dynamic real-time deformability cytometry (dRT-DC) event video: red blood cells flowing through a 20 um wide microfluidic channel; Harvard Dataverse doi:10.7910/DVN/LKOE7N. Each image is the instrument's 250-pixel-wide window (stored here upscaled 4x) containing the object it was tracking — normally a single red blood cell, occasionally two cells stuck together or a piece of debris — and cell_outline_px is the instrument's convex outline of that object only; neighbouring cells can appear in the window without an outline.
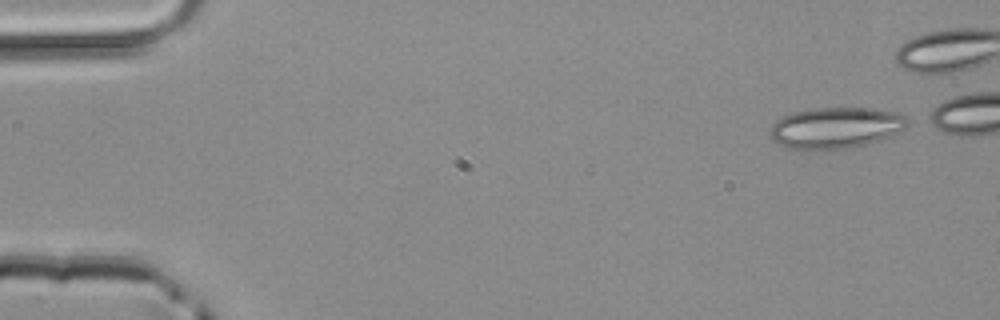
{"species": "common noctule bat (a hibernating species)", "species_latin": "Nyctalus noctula", "temperature_condition": "room temperature", "stored_images_in_passage": 40, "camera_frame_rate_fps": 3000, "um_per_image_px": 0.085, "animal": {"sex": "male", "body_mass_g": 20.4}, "frame": {"image": 1, "passage_image": 1, "time_ms": 0.0, "image_size_px": [1000, 320], "cell_outline_px": [[912, 120], [904, 128], [880, 140], [868, 144], [852, 148], [812, 152], [788, 148], [772, 140], [768, 128], [776, 120], [784, 116], [796, 112], [812, 108], [868, 108], [896, 112]], "centroid_in_image_um": [71.0, 10.9], "position_along_channel_um": 14.0, "area_um2": 33.52}}
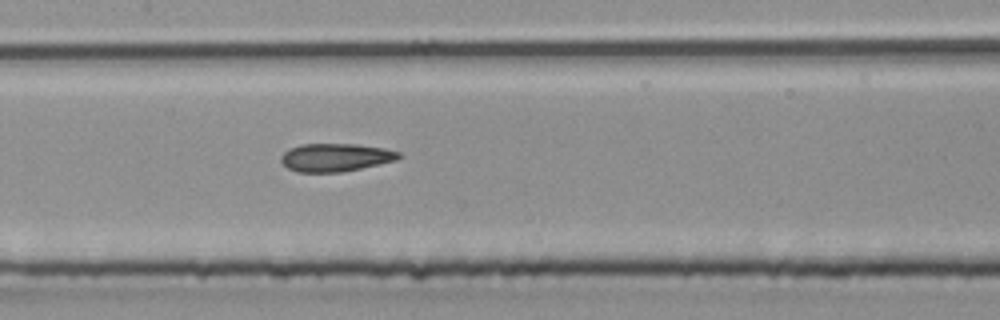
{"frame": {"image": 2, "passage_image": 22, "time_ms": 7.0, "image_size_px": [1000, 320], "cell_outline_px": [[400, 156], [396, 160], [380, 164], [340, 172], [296, 172], [288, 168], [280, 160], [280, 156], [288, 148], [300, 144], [356, 144], [384, 148], [400, 152]], "centroid_in_image_um": [28.48, 13.37], "position_along_channel_um": 178.9, "area_um2": 19.25}}
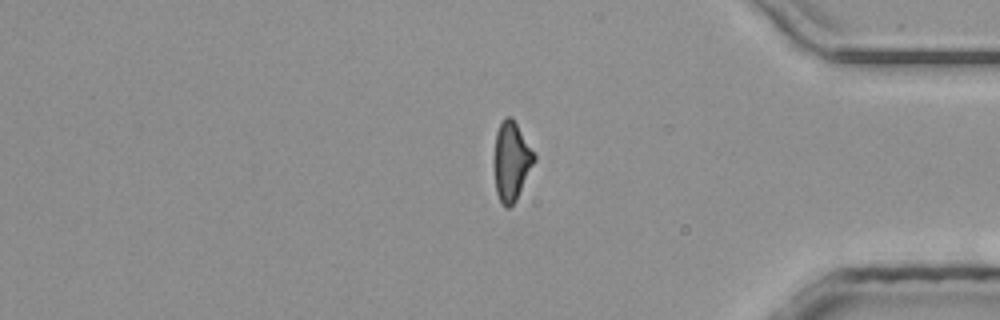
{"frame": {"image": 3, "passage_image": 39, "time_ms": 12.667, "image_size_px": [1000, 320], "cell_outline_px": [[536, 160], [516, 200], [508, 208], [504, 208], [496, 192], [496, 132], [504, 116], [512, 116], [536, 156]], "centroid_in_image_um": [43.5, 13.69], "position_along_channel_um": 391.7, "area_um2": 17.92}}